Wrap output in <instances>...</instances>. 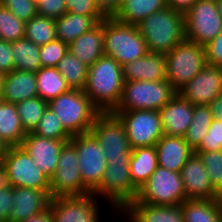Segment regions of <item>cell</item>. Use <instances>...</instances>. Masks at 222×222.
I'll return each mask as SVG.
<instances>
[{
  "mask_svg": "<svg viewBox=\"0 0 222 222\" xmlns=\"http://www.w3.org/2000/svg\"><path fill=\"white\" fill-rule=\"evenodd\" d=\"M176 94L168 80L124 81L120 102L113 111H159Z\"/></svg>",
  "mask_w": 222,
  "mask_h": 222,
  "instance_id": "6",
  "label": "cell"
},
{
  "mask_svg": "<svg viewBox=\"0 0 222 222\" xmlns=\"http://www.w3.org/2000/svg\"><path fill=\"white\" fill-rule=\"evenodd\" d=\"M83 184L93 192L101 183L107 161L98 141L91 133L73 135Z\"/></svg>",
  "mask_w": 222,
  "mask_h": 222,
  "instance_id": "15",
  "label": "cell"
},
{
  "mask_svg": "<svg viewBox=\"0 0 222 222\" xmlns=\"http://www.w3.org/2000/svg\"><path fill=\"white\" fill-rule=\"evenodd\" d=\"M14 70L11 54V42L0 39V73L7 74Z\"/></svg>",
  "mask_w": 222,
  "mask_h": 222,
  "instance_id": "46",
  "label": "cell"
},
{
  "mask_svg": "<svg viewBox=\"0 0 222 222\" xmlns=\"http://www.w3.org/2000/svg\"><path fill=\"white\" fill-rule=\"evenodd\" d=\"M193 112L194 105L177 93L159 110L163 134L184 137Z\"/></svg>",
  "mask_w": 222,
  "mask_h": 222,
  "instance_id": "20",
  "label": "cell"
},
{
  "mask_svg": "<svg viewBox=\"0 0 222 222\" xmlns=\"http://www.w3.org/2000/svg\"><path fill=\"white\" fill-rule=\"evenodd\" d=\"M122 121L132 149L155 146L164 135L156 110L112 111Z\"/></svg>",
  "mask_w": 222,
  "mask_h": 222,
  "instance_id": "14",
  "label": "cell"
},
{
  "mask_svg": "<svg viewBox=\"0 0 222 222\" xmlns=\"http://www.w3.org/2000/svg\"><path fill=\"white\" fill-rule=\"evenodd\" d=\"M177 93L193 105H209L222 93L220 69L206 64Z\"/></svg>",
  "mask_w": 222,
  "mask_h": 222,
  "instance_id": "16",
  "label": "cell"
},
{
  "mask_svg": "<svg viewBox=\"0 0 222 222\" xmlns=\"http://www.w3.org/2000/svg\"><path fill=\"white\" fill-rule=\"evenodd\" d=\"M70 89L83 90L88 74V66L79 61L69 51L56 66Z\"/></svg>",
  "mask_w": 222,
  "mask_h": 222,
  "instance_id": "34",
  "label": "cell"
},
{
  "mask_svg": "<svg viewBox=\"0 0 222 222\" xmlns=\"http://www.w3.org/2000/svg\"><path fill=\"white\" fill-rule=\"evenodd\" d=\"M50 195L38 189L13 187V208L6 222H22L49 207Z\"/></svg>",
  "mask_w": 222,
  "mask_h": 222,
  "instance_id": "21",
  "label": "cell"
},
{
  "mask_svg": "<svg viewBox=\"0 0 222 222\" xmlns=\"http://www.w3.org/2000/svg\"><path fill=\"white\" fill-rule=\"evenodd\" d=\"M182 206L184 222H222L221 199H186Z\"/></svg>",
  "mask_w": 222,
  "mask_h": 222,
  "instance_id": "30",
  "label": "cell"
},
{
  "mask_svg": "<svg viewBox=\"0 0 222 222\" xmlns=\"http://www.w3.org/2000/svg\"><path fill=\"white\" fill-rule=\"evenodd\" d=\"M129 167L132 182L139 189L158 167L156 147L147 146L132 149Z\"/></svg>",
  "mask_w": 222,
  "mask_h": 222,
  "instance_id": "28",
  "label": "cell"
},
{
  "mask_svg": "<svg viewBox=\"0 0 222 222\" xmlns=\"http://www.w3.org/2000/svg\"><path fill=\"white\" fill-rule=\"evenodd\" d=\"M22 222H53L52 212L50 206L44 211L23 220Z\"/></svg>",
  "mask_w": 222,
  "mask_h": 222,
  "instance_id": "50",
  "label": "cell"
},
{
  "mask_svg": "<svg viewBox=\"0 0 222 222\" xmlns=\"http://www.w3.org/2000/svg\"><path fill=\"white\" fill-rule=\"evenodd\" d=\"M2 78H3V74L0 73V97H1V89H2Z\"/></svg>",
  "mask_w": 222,
  "mask_h": 222,
  "instance_id": "56",
  "label": "cell"
},
{
  "mask_svg": "<svg viewBox=\"0 0 222 222\" xmlns=\"http://www.w3.org/2000/svg\"><path fill=\"white\" fill-rule=\"evenodd\" d=\"M12 183L10 180V177L8 175L7 169L4 167V165L1 163L0 164V189H7L11 188Z\"/></svg>",
  "mask_w": 222,
  "mask_h": 222,
  "instance_id": "52",
  "label": "cell"
},
{
  "mask_svg": "<svg viewBox=\"0 0 222 222\" xmlns=\"http://www.w3.org/2000/svg\"><path fill=\"white\" fill-rule=\"evenodd\" d=\"M185 38L206 46L222 32V17L214 0H197L184 14Z\"/></svg>",
  "mask_w": 222,
  "mask_h": 222,
  "instance_id": "10",
  "label": "cell"
},
{
  "mask_svg": "<svg viewBox=\"0 0 222 222\" xmlns=\"http://www.w3.org/2000/svg\"><path fill=\"white\" fill-rule=\"evenodd\" d=\"M166 61V80L178 92L192 80L207 64L205 47L186 38L164 54Z\"/></svg>",
  "mask_w": 222,
  "mask_h": 222,
  "instance_id": "7",
  "label": "cell"
},
{
  "mask_svg": "<svg viewBox=\"0 0 222 222\" xmlns=\"http://www.w3.org/2000/svg\"><path fill=\"white\" fill-rule=\"evenodd\" d=\"M32 133L46 138L70 141L71 135L64 129L57 115L47 107Z\"/></svg>",
  "mask_w": 222,
  "mask_h": 222,
  "instance_id": "37",
  "label": "cell"
},
{
  "mask_svg": "<svg viewBox=\"0 0 222 222\" xmlns=\"http://www.w3.org/2000/svg\"><path fill=\"white\" fill-rule=\"evenodd\" d=\"M66 12L65 0H42L37 5V15L43 17L56 19Z\"/></svg>",
  "mask_w": 222,
  "mask_h": 222,
  "instance_id": "44",
  "label": "cell"
},
{
  "mask_svg": "<svg viewBox=\"0 0 222 222\" xmlns=\"http://www.w3.org/2000/svg\"><path fill=\"white\" fill-rule=\"evenodd\" d=\"M123 86L122 66L103 55L89 66L83 91L100 112H110L118 106Z\"/></svg>",
  "mask_w": 222,
  "mask_h": 222,
  "instance_id": "1",
  "label": "cell"
},
{
  "mask_svg": "<svg viewBox=\"0 0 222 222\" xmlns=\"http://www.w3.org/2000/svg\"><path fill=\"white\" fill-rule=\"evenodd\" d=\"M13 208V187L0 189V222H6L9 212Z\"/></svg>",
  "mask_w": 222,
  "mask_h": 222,
  "instance_id": "47",
  "label": "cell"
},
{
  "mask_svg": "<svg viewBox=\"0 0 222 222\" xmlns=\"http://www.w3.org/2000/svg\"><path fill=\"white\" fill-rule=\"evenodd\" d=\"M166 7V0H125L114 18L124 24L137 25L151 14Z\"/></svg>",
  "mask_w": 222,
  "mask_h": 222,
  "instance_id": "29",
  "label": "cell"
},
{
  "mask_svg": "<svg viewBox=\"0 0 222 222\" xmlns=\"http://www.w3.org/2000/svg\"><path fill=\"white\" fill-rule=\"evenodd\" d=\"M220 69L221 72V76H222V65L218 67Z\"/></svg>",
  "mask_w": 222,
  "mask_h": 222,
  "instance_id": "58",
  "label": "cell"
},
{
  "mask_svg": "<svg viewBox=\"0 0 222 222\" xmlns=\"http://www.w3.org/2000/svg\"><path fill=\"white\" fill-rule=\"evenodd\" d=\"M76 146L66 142L59 155L56 172L50 178V197L81 196L91 193L83 184Z\"/></svg>",
  "mask_w": 222,
  "mask_h": 222,
  "instance_id": "11",
  "label": "cell"
},
{
  "mask_svg": "<svg viewBox=\"0 0 222 222\" xmlns=\"http://www.w3.org/2000/svg\"><path fill=\"white\" fill-rule=\"evenodd\" d=\"M186 199L213 200L221 199V195L212 186L199 155L193 153L180 172Z\"/></svg>",
  "mask_w": 222,
  "mask_h": 222,
  "instance_id": "17",
  "label": "cell"
},
{
  "mask_svg": "<svg viewBox=\"0 0 222 222\" xmlns=\"http://www.w3.org/2000/svg\"><path fill=\"white\" fill-rule=\"evenodd\" d=\"M106 17H91L66 12L55 19L56 37L69 44L83 33L96 27Z\"/></svg>",
  "mask_w": 222,
  "mask_h": 222,
  "instance_id": "26",
  "label": "cell"
},
{
  "mask_svg": "<svg viewBox=\"0 0 222 222\" xmlns=\"http://www.w3.org/2000/svg\"><path fill=\"white\" fill-rule=\"evenodd\" d=\"M129 161L130 159H110L100 185L92 192L106 203L107 210L112 211L108 213L117 218V214L138 196L139 189L132 182Z\"/></svg>",
  "mask_w": 222,
  "mask_h": 222,
  "instance_id": "3",
  "label": "cell"
},
{
  "mask_svg": "<svg viewBox=\"0 0 222 222\" xmlns=\"http://www.w3.org/2000/svg\"><path fill=\"white\" fill-rule=\"evenodd\" d=\"M117 216L126 222H184L182 203L152 205L144 202H131Z\"/></svg>",
  "mask_w": 222,
  "mask_h": 222,
  "instance_id": "19",
  "label": "cell"
},
{
  "mask_svg": "<svg viewBox=\"0 0 222 222\" xmlns=\"http://www.w3.org/2000/svg\"><path fill=\"white\" fill-rule=\"evenodd\" d=\"M212 120L213 115L209 105H194L192 121L184 136L193 150L201 144L203 137L208 133Z\"/></svg>",
  "mask_w": 222,
  "mask_h": 222,
  "instance_id": "33",
  "label": "cell"
},
{
  "mask_svg": "<svg viewBox=\"0 0 222 222\" xmlns=\"http://www.w3.org/2000/svg\"><path fill=\"white\" fill-rule=\"evenodd\" d=\"M103 46L104 55L114 58L121 66L148 53L137 25L121 23L114 17L104 19Z\"/></svg>",
  "mask_w": 222,
  "mask_h": 222,
  "instance_id": "5",
  "label": "cell"
},
{
  "mask_svg": "<svg viewBox=\"0 0 222 222\" xmlns=\"http://www.w3.org/2000/svg\"><path fill=\"white\" fill-rule=\"evenodd\" d=\"M103 203L91 192L81 196L51 198L49 206L53 222H101L104 219L101 215H105L104 206H101Z\"/></svg>",
  "mask_w": 222,
  "mask_h": 222,
  "instance_id": "13",
  "label": "cell"
},
{
  "mask_svg": "<svg viewBox=\"0 0 222 222\" xmlns=\"http://www.w3.org/2000/svg\"><path fill=\"white\" fill-rule=\"evenodd\" d=\"M0 4L25 23L37 15V6L31 0H0Z\"/></svg>",
  "mask_w": 222,
  "mask_h": 222,
  "instance_id": "42",
  "label": "cell"
},
{
  "mask_svg": "<svg viewBox=\"0 0 222 222\" xmlns=\"http://www.w3.org/2000/svg\"><path fill=\"white\" fill-rule=\"evenodd\" d=\"M104 20L68 44V51L88 67L104 55Z\"/></svg>",
  "mask_w": 222,
  "mask_h": 222,
  "instance_id": "25",
  "label": "cell"
},
{
  "mask_svg": "<svg viewBox=\"0 0 222 222\" xmlns=\"http://www.w3.org/2000/svg\"><path fill=\"white\" fill-rule=\"evenodd\" d=\"M124 81L166 80L164 54L148 52L145 56L122 66Z\"/></svg>",
  "mask_w": 222,
  "mask_h": 222,
  "instance_id": "23",
  "label": "cell"
},
{
  "mask_svg": "<svg viewBox=\"0 0 222 222\" xmlns=\"http://www.w3.org/2000/svg\"><path fill=\"white\" fill-rule=\"evenodd\" d=\"M36 6L42 1V0H31Z\"/></svg>",
  "mask_w": 222,
  "mask_h": 222,
  "instance_id": "57",
  "label": "cell"
},
{
  "mask_svg": "<svg viewBox=\"0 0 222 222\" xmlns=\"http://www.w3.org/2000/svg\"><path fill=\"white\" fill-rule=\"evenodd\" d=\"M68 51V44L56 38L40 46L39 58L42 67H56Z\"/></svg>",
  "mask_w": 222,
  "mask_h": 222,
  "instance_id": "40",
  "label": "cell"
},
{
  "mask_svg": "<svg viewBox=\"0 0 222 222\" xmlns=\"http://www.w3.org/2000/svg\"><path fill=\"white\" fill-rule=\"evenodd\" d=\"M222 150V121L213 119L208 133L194 152H209Z\"/></svg>",
  "mask_w": 222,
  "mask_h": 222,
  "instance_id": "41",
  "label": "cell"
},
{
  "mask_svg": "<svg viewBox=\"0 0 222 222\" xmlns=\"http://www.w3.org/2000/svg\"><path fill=\"white\" fill-rule=\"evenodd\" d=\"M7 149L8 145L0 139V164L6 155Z\"/></svg>",
  "mask_w": 222,
  "mask_h": 222,
  "instance_id": "53",
  "label": "cell"
},
{
  "mask_svg": "<svg viewBox=\"0 0 222 222\" xmlns=\"http://www.w3.org/2000/svg\"><path fill=\"white\" fill-rule=\"evenodd\" d=\"M38 96L49 102L70 90L56 67H41L36 72Z\"/></svg>",
  "mask_w": 222,
  "mask_h": 222,
  "instance_id": "31",
  "label": "cell"
},
{
  "mask_svg": "<svg viewBox=\"0 0 222 222\" xmlns=\"http://www.w3.org/2000/svg\"><path fill=\"white\" fill-rule=\"evenodd\" d=\"M24 38L42 46L56 39L55 19L36 15L25 23Z\"/></svg>",
  "mask_w": 222,
  "mask_h": 222,
  "instance_id": "35",
  "label": "cell"
},
{
  "mask_svg": "<svg viewBox=\"0 0 222 222\" xmlns=\"http://www.w3.org/2000/svg\"><path fill=\"white\" fill-rule=\"evenodd\" d=\"M195 153L205 166L212 186L222 196V150Z\"/></svg>",
  "mask_w": 222,
  "mask_h": 222,
  "instance_id": "39",
  "label": "cell"
},
{
  "mask_svg": "<svg viewBox=\"0 0 222 222\" xmlns=\"http://www.w3.org/2000/svg\"><path fill=\"white\" fill-rule=\"evenodd\" d=\"M158 166L180 173L194 150L184 137L163 135L155 144Z\"/></svg>",
  "mask_w": 222,
  "mask_h": 222,
  "instance_id": "24",
  "label": "cell"
},
{
  "mask_svg": "<svg viewBox=\"0 0 222 222\" xmlns=\"http://www.w3.org/2000/svg\"><path fill=\"white\" fill-rule=\"evenodd\" d=\"M217 2V6H218V10L220 12V15L222 17V0H218Z\"/></svg>",
  "mask_w": 222,
  "mask_h": 222,
  "instance_id": "54",
  "label": "cell"
},
{
  "mask_svg": "<svg viewBox=\"0 0 222 222\" xmlns=\"http://www.w3.org/2000/svg\"><path fill=\"white\" fill-rule=\"evenodd\" d=\"M68 141L38 136L28 132L21 147L31 156L36 165L51 178L56 172L60 151Z\"/></svg>",
  "mask_w": 222,
  "mask_h": 222,
  "instance_id": "18",
  "label": "cell"
},
{
  "mask_svg": "<svg viewBox=\"0 0 222 222\" xmlns=\"http://www.w3.org/2000/svg\"><path fill=\"white\" fill-rule=\"evenodd\" d=\"M25 36V22L0 4V39L15 42Z\"/></svg>",
  "mask_w": 222,
  "mask_h": 222,
  "instance_id": "38",
  "label": "cell"
},
{
  "mask_svg": "<svg viewBox=\"0 0 222 222\" xmlns=\"http://www.w3.org/2000/svg\"><path fill=\"white\" fill-rule=\"evenodd\" d=\"M64 129L71 135L90 133L100 112L83 90L70 89L48 102Z\"/></svg>",
  "mask_w": 222,
  "mask_h": 222,
  "instance_id": "4",
  "label": "cell"
},
{
  "mask_svg": "<svg viewBox=\"0 0 222 222\" xmlns=\"http://www.w3.org/2000/svg\"><path fill=\"white\" fill-rule=\"evenodd\" d=\"M94 2L106 18H112L117 14V0H94Z\"/></svg>",
  "mask_w": 222,
  "mask_h": 222,
  "instance_id": "48",
  "label": "cell"
},
{
  "mask_svg": "<svg viewBox=\"0 0 222 222\" xmlns=\"http://www.w3.org/2000/svg\"><path fill=\"white\" fill-rule=\"evenodd\" d=\"M90 133L98 141L107 162L110 159L131 158L132 148L124 125L114 112H99Z\"/></svg>",
  "mask_w": 222,
  "mask_h": 222,
  "instance_id": "9",
  "label": "cell"
},
{
  "mask_svg": "<svg viewBox=\"0 0 222 222\" xmlns=\"http://www.w3.org/2000/svg\"><path fill=\"white\" fill-rule=\"evenodd\" d=\"M27 132L14 103L0 99V139L10 146H20Z\"/></svg>",
  "mask_w": 222,
  "mask_h": 222,
  "instance_id": "27",
  "label": "cell"
},
{
  "mask_svg": "<svg viewBox=\"0 0 222 222\" xmlns=\"http://www.w3.org/2000/svg\"><path fill=\"white\" fill-rule=\"evenodd\" d=\"M37 96L36 72L14 69L3 74L1 100L16 104Z\"/></svg>",
  "mask_w": 222,
  "mask_h": 222,
  "instance_id": "22",
  "label": "cell"
},
{
  "mask_svg": "<svg viewBox=\"0 0 222 222\" xmlns=\"http://www.w3.org/2000/svg\"><path fill=\"white\" fill-rule=\"evenodd\" d=\"M2 164L13 187L43 190L50 195V178L21 146L8 147Z\"/></svg>",
  "mask_w": 222,
  "mask_h": 222,
  "instance_id": "12",
  "label": "cell"
},
{
  "mask_svg": "<svg viewBox=\"0 0 222 222\" xmlns=\"http://www.w3.org/2000/svg\"><path fill=\"white\" fill-rule=\"evenodd\" d=\"M67 12L74 14L105 17L96 7L94 0H65Z\"/></svg>",
  "mask_w": 222,
  "mask_h": 222,
  "instance_id": "43",
  "label": "cell"
},
{
  "mask_svg": "<svg viewBox=\"0 0 222 222\" xmlns=\"http://www.w3.org/2000/svg\"><path fill=\"white\" fill-rule=\"evenodd\" d=\"M125 0H117V13L119 11L120 5L124 2Z\"/></svg>",
  "mask_w": 222,
  "mask_h": 222,
  "instance_id": "55",
  "label": "cell"
},
{
  "mask_svg": "<svg viewBox=\"0 0 222 222\" xmlns=\"http://www.w3.org/2000/svg\"><path fill=\"white\" fill-rule=\"evenodd\" d=\"M18 116L21 118L24 130L32 132L48 107V102L39 96L16 103Z\"/></svg>",
  "mask_w": 222,
  "mask_h": 222,
  "instance_id": "36",
  "label": "cell"
},
{
  "mask_svg": "<svg viewBox=\"0 0 222 222\" xmlns=\"http://www.w3.org/2000/svg\"><path fill=\"white\" fill-rule=\"evenodd\" d=\"M186 200L180 173L158 166L150 178L139 188L137 198L132 202L152 205H177Z\"/></svg>",
  "mask_w": 222,
  "mask_h": 222,
  "instance_id": "8",
  "label": "cell"
},
{
  "mask_svg": "<svg viewBox=\"0 0 222 222\" xmlns=\"http://www.w3.org/2000/svg\"><path fill=\"white\" fill-rule=\"evenodd\" d=\"M197 0H166L167 7L185 14Z\"/></svg>",
  "mask_w": 222,
  "mask_h": 222,
  "instance_id": "49",
  "label": "cell"
},
{
  "mask_svg": "<svg viewBox=\"0 0 222 222\" xmlns=\"http://www.w3.org/2000/svg\"><path fill=\"white\" fill-rule=\"evenodd\" d=\"M39 52L40 46L26 38L11 42L14 69L37 72L42 67Z\"/></svg>",
  "mask_w": 222,
  "mask_h": 222,
  "instance_id": "32",
  "label": "cell"
},
{
  "mask_svg": "<svg viewBox=\"0 0 222 222\" xmlns=\"http://www.w3.org/2000/svg\"><path fill=\"white\" fill-rule=\"evenodd\" d=\"M205 47L206 62L211 66L222 65V32Z\"/></svg>",
  "mask_w": 222,
  "mask_h": 222,
  "instance_id": "45",
  "label": "cell"
},
{
  "mask_svg": "<svg viewBox=\"0 0 222 222\" xmlns=\"http://www.w3.org/2000/svg\"><path fill=\"white\" fill-rule=\"evenodd\" d=\"M148 52L166 54L185 39L184 14L166 7L137 24Z\"/></svg>",
  "mask_w": 222,
  "mask_h": 222,
  "instance_id": "2",
  "label": "cell"
},
{
  "mask_svg": "<svg viewBox=\"0 0 222 222\" xmlns=\"http://www.w3.org/2000/svg\"><path fill=\"white\" fill-rule=\"evenodd\" d=\"M213 119L222 121V93L209 104Z\"/></svg>",
  "mask_w": 222,
  "mask_h": 222,
  "instance_id": "51",
  "label": "cell"
}]
</instances>
